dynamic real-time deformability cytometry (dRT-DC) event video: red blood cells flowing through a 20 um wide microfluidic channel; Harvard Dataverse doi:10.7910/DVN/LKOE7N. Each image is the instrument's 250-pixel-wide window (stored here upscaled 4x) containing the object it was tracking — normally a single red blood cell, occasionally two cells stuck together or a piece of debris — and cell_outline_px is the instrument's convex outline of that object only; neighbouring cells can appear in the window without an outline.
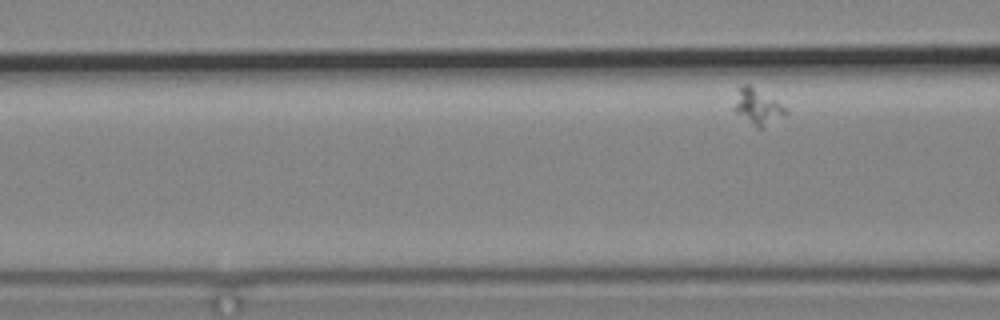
{"species": "common noctule bat (a hibernating species)", "species_latin": "Nyctalus noctula", "temperature_condition": "cold", "stored_images_in_passage": 8, "camera_frame_rate_fps": 3000, "um_per_image_px": 0.085, "animal": {"sex": "male", "body_mass_g": 19.2, "forearm_length_mm": 51.8}, "frame": {"image": 1, "passage_image": 8, "time_ms": 10.333, "image_size_px": [1000, 320], "cell_outline_px": [[788, 112], [760, 128], [756, 128], [736, 112], [732, 108], [740, 84], [748, 84], [776, 100]], "centroid_in_image_um": [64.33, 9.04], "position_along_channel_um": 102.3, "area_um2": 10.29}}